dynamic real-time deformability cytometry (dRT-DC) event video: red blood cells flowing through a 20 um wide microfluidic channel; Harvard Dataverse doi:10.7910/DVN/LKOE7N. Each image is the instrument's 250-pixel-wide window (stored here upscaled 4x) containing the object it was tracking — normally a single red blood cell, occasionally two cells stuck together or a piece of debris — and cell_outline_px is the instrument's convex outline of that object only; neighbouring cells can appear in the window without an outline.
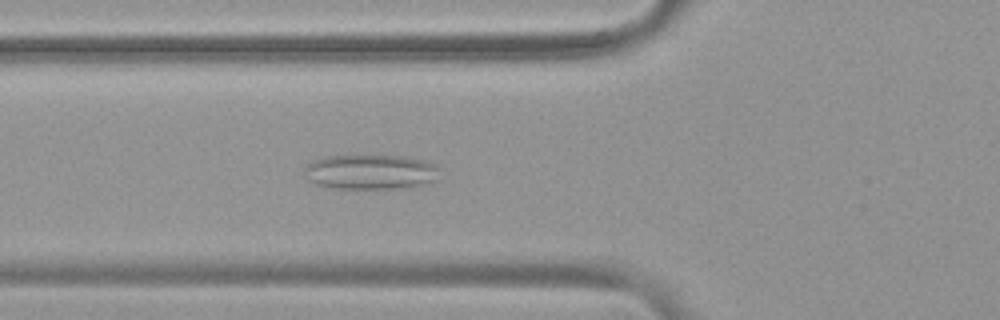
{"species": "common noctule bat (a hibernating species)", "species_latin": "Nyctalus noctula", "temperature_condition": "warm", "stored_images_in_passage": 42, "camera_frame_rate_fps": 3000, "um_per_image_px": 0.085, "animal": {"sex": "female", "body_mass_g": 19.9}, "frame": {"image": 1, "passage_image": 8, "time_ms": 2.333, "image_size_px": [1000, 320], "cell_outline_px": [[436, 180], [424, 184], [404, 188], [336, 188], [316, 184], [308, 180], [304, 168], [308, 164], [324, 156], [408, 156], [424, 160], [436, 164]], "centroid_in_image_um": [31.5, 14.61], "position_along_channel_um": 94.3, "area_um2": 27.17}}
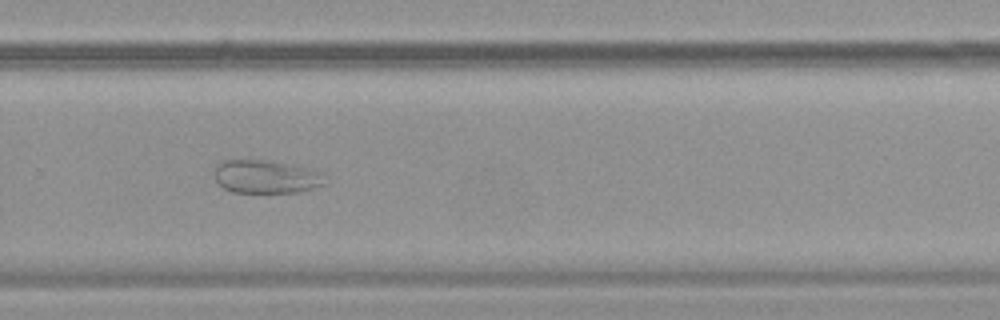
{"frame": {"image": 2, "passage_image": 25, "time_ms": 8.0, "image_size_px": [1000, 320], "cell_outline_px": [[324, 184], [312, 188], [296, 192], [232, 192], [224, 188], [216, 180], [216, 164], [224, 160], [264, 160], [304, 168], [312, 172]], "centroid_in_image_um": [22.44, 15.03], "position_along_channel_um": 307.4, "area_um2": 20.23}}
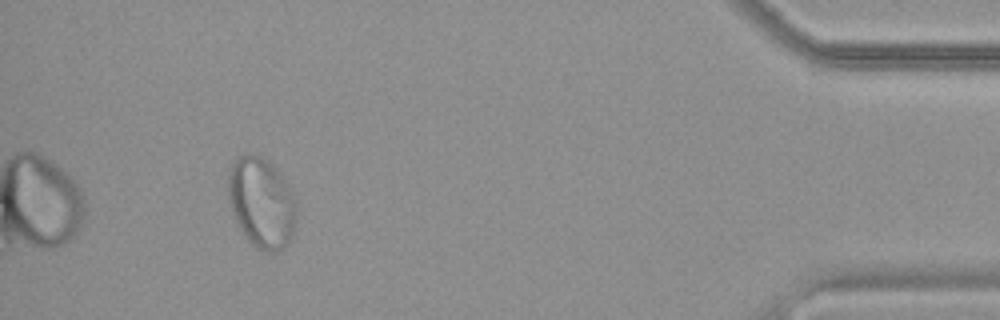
{"frame": {"image": 3, "passage_image": 38, "time_ms": 12.333, "image_size_px": [1000, 320], "cell_outline_px": [[296, 208], [292, 236], [280, 248], [272, 252], [260, 248], [248, 240], [244, 236], [236, 220], [232, 208], [228, 192], [228, 168], [240, 156], [248, 152], [260, 156], [272, 164], [280, 172]], "centroid_in_image_um": [22.18, 17.17], "position_along_channel_um": 413.0, "area_um2": 34.85}}